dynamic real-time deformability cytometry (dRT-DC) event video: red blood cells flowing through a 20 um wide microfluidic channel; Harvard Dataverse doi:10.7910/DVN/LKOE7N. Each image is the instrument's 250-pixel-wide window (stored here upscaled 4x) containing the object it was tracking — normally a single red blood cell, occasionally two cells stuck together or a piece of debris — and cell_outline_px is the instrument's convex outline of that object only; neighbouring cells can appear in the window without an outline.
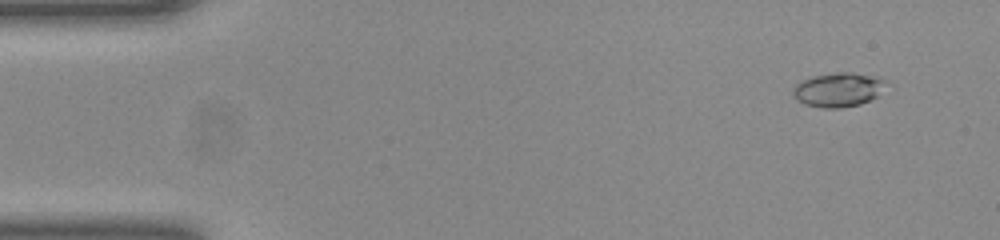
{"species": "common noctule bat (a hibernating species)", "species_latin": "Nyctalus noctula", "temperature_condition": "room temperature", "stored_images_in_passage": 51, "camera_frame_rate_fps": 3000, "um_per_image_px": 0.085, "animal": {"sex": "female", "body_mass_g": 23.0, "forearm_length_mm": 53.4}, "frame": {"image": 1, "passage_image": 4, "time_ms": 1.0, "image_size_px": [1000, 240], "cell_outline_px": [[884, 80], [876, 96], [860, 104], [840, 108], [824, 108], [804, 104], [792, 92], [792, 88], [796, 84], [812, 76], [836, 72], [852, 72]], "centroid_in_image_um": [71.16, 7.63], "position_along_channel_um": 13.8, "area_um2": 17.8}}
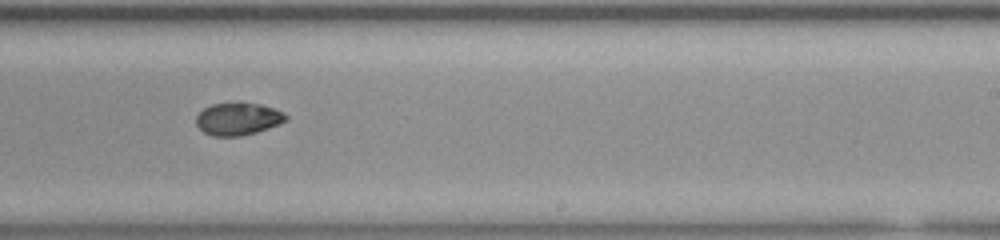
{"frame": {"image": 2, "passage_image": 31, "time_ms": 10.0, "image_size_px": [1000, 240], "cell_outline_px": [[288, 120], [280, 124], [256, 132], [240, 136], [212, 136], [204, 132], [196, 124], [196, 116], [204, 108], [212, 104], [260, 104], [284, 112], [288, 116]], "centroid_in_image_um": [20.25, 10.13], "position_along_channel_um": 268.8, "area_um2": 16.7}}
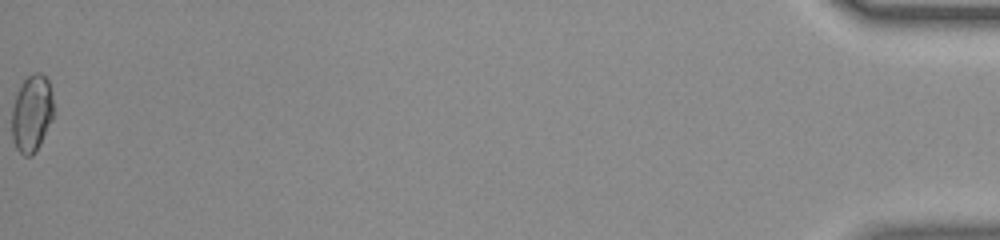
{"frame": {"image": 3, "passage_image": 51, "time_ms": 16.667, "image_size_px": [1000, 240], "cell_outline_px": [[52, 120], [36, 152], [32, 156], [24, 156], [16, 148], [12, 136], [12, 108], [16, 96], [24, 80], [28, 76], [36, 72], [40, 72], [48, 80], [52, 96]], "centroid_in_image_um": [2.7, 9.67], "position_along_channel_um": 432.5, "area_um2": 18.5}, "authors_computed_cell_mechanics": {"area_um2": 17.629, "velocity_mm_per_s": 4.0466, "shape_relaxation_time_tau1_ms": 5.4448, "shape_relaxation_time_tau2_ms": 2.3578, "deformation_change_tau1": 0.0815, "deformation_change_tau2": 0.0442}}